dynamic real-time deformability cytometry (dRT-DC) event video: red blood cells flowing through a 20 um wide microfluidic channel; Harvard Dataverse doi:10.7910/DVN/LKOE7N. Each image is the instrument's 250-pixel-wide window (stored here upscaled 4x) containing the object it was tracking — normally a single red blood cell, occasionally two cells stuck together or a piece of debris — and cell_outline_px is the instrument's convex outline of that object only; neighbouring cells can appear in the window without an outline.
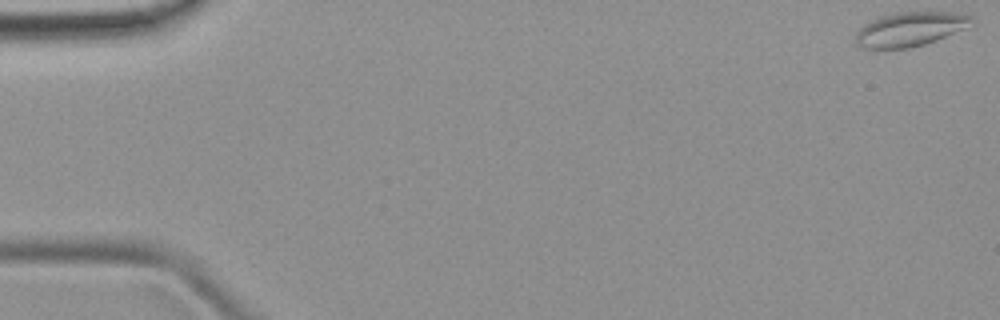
{"species": "common noctule bat (a hibernating species)", "species_latin": "Nyctalus noctula", "temperature_condition": "room temperature", "stored_images_in_passage": 5, "camera_frame_rate_fps": 3000, "um_per_image_px": 0.085, "animal": {"sex": "female", "body_mass_g": 19.9}, "frame": {"image": 1, "passage_image": 1, "time_ms": 0.0, "image_size_px": [1000, 320], "cell_outline_px": [[972, 16], [964, 28], [936, 40], [924, 44], [908, 48], [864, 48], [856, 44], [856, 32], [864, 24], [880, 16], [892, 12], [952, 12]], "centroid_in_image_um": [77.27, 2.47], "position_along_channel_um": 7.7, "area_um2": 22.66}}